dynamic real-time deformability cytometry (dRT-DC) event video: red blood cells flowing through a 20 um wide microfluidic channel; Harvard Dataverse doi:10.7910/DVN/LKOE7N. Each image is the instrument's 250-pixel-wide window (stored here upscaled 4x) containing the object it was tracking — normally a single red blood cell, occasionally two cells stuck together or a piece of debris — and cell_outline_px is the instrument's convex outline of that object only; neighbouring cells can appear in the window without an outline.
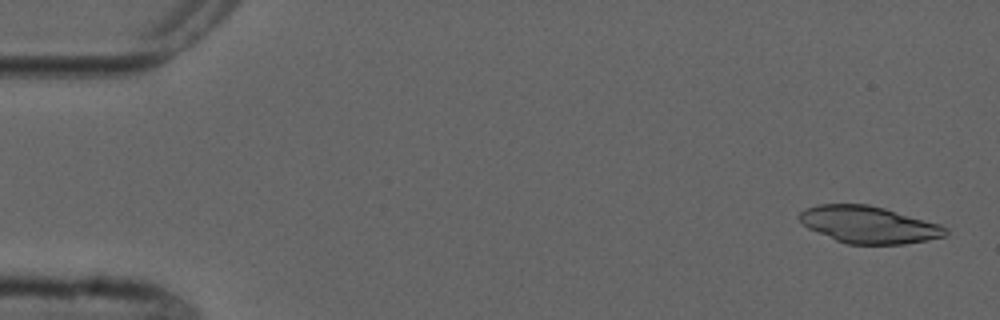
{"species": "common noctule bat (a hibernating species)", "species_latin": "Nyctalus noctula", "temperature_condition": "cold", "stored_images_in_passage": 4, "camera_frame_rate_fps": 3000, "um_per_image_px": 0.085, "animal": {"sex": "male", "forearm_length_mm": 52.5}, "frame": {"image": 1, "passage_image": 1, "time_ms": 0.0, "image_size_px": [1000, 320], "cell_outline_px": [[948, 232], [944, 236], [928, 240], [904, 244], [848, 244], [836, 240], [808, 228], [796, 216], [804, 208], [820, 204], [868, 204], [884, 208], [940, 224], [948, 228]], "centroid_in_image_um": [73.83, 19.09], "position_along_channel_um": 11.2, "area_um2": 31.44}}